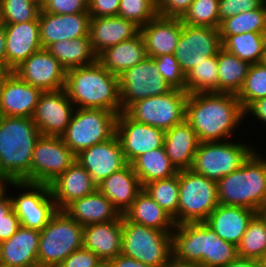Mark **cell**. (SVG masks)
Returning a JSON list of instances; mask_svg holds the SVG:
<instances>
[{"mask_svg":"<svg viewBox=\"0 0 266 267\" xmlns=\"http://www.w3.org/2000/svg\"><path fill=\"white\" fill-rule=\"evenodd\" d=\"M49 187L58 210H63L73 200L87 196L97 189L91 175L76 160Z\"/></svg>","mask_w":266,"mask_h":267,"instance_id":"cell-25","label":"cell"},{"mask_svg":"<svg viewBox=\"0 0 266 267\" xmlns=\"http://www.w3.org/2000/svg\"><path fill=\"white\" fill-rule=\"evenodd\" d=\"M76 155L61 137L41 135L35 143L30 183L49 185L75 161Z\"/></svg>","mask_w":266,"mask_h":267,"instance_id":"cell-13","label":"cell"},{"mask_svg":"<svg viewBox=\"0 0 266 267\" xmlns=\"http://www.w3.org/2000/svg\"><path fill=\"white\" fill-rule=\"evenodd\" d=\"M13 71L20 79L42 91L65 87L66 70L45 48L33 53Z\"/></svg>","mask_w":266,"mask_h":267,"instance_id":"cell-18","label":"cell"},{"mask_svg":"<svg viewBox=\"0 0 266 267\" xmlns=\"http://www.w3.org/2000/svg\"><path fill=\"white\" fill-rule=\"evenodd\" d=\"M0 61L6 62L5 28L0 30Z\"/></svg>","mask_w":266,"mask_h":267,"instance_id":"cell-58","label":"cell"},{"mask_svg":"<svg viewBox=\"0 0 266 267\" xmlns=\"http://www.w3.org/2000/svg\"><path fill=\"white\" fill-rule=\"evenodd\" d=\"M266 26V1L257 9L239 13L222 20L219 26L220 36H232L249 32L262 33Z\"/></svg>","mask_w":266,"mask_h":267,"instance_id":"cell-39","label":"cell"},{"mask_svg":"<svg viewBox=\"0 0 266 267\" xmlns=\"http://www.w3.org/2000/svg\"><path fill=\"white\" fill-rule=\"evenodd\" d=\"M9 181L0 178V197L7 191Z\"/></svg>","mask_w":266,"mask_h":267,"instance_id":"cell-61","label":"cell"},{"mask_svg":"<svg viewBox=\"0 0 266 267\" xmlns=\"http://www.w3.org/2000/svg\"><path fill=\"white\" fill-rule=\"evenodd\" d=\"M42 92L13 73L0 88V116L32 118Z\"/></svg>","mask_w":266,"mask_h":267,"instance_id":"cell-21","label":"cell"},{"mask_svg":"<svg viewBox=\"0 0 266 267\" xmlns=\"http://www.w3.org/2000/svg\"><path fill=\"white\" fill-rule=\"evenodd\" d=\"M140 33V27L120 16L96 17L90 20L89 37L98 56L106 48L130 40Z\"/></svg>","mask_w":266,"mask_h":267,"instance_id":"cell-26","label":"cell"},{"mask_svg":"<svg viewBox=\"0 0 266 267\" xmlns=\"http://www.w3.org/2000/svg\"><path fill=\"white\" fill-rule=\"evenodd\" d=\"M186 92L219 93L217 55L203 60L185 75Z\"/></svg>","mask_w":266,"mask_h":267,"instance_id":"cell-38","label":"cell"},{"mask_svg":"<svg viewBox=\"0 0 266 267\" xmlns=\"http://www.w3.org/2000/svg\"><path fill=\"white\" fill-rule=\"evenodd\" d=\"M179 203L175 225L205 222L219 205L217 182L194 173L191 169L178 171Z\"/></svg>","mask_w":266,"mask_h":267,"instance_id":"cell-9","label":"cell"},{"mask_svg":"<svg viewBox=\"0 0 266 267\" xmlns=\"http://www.w3.org/2000/svg\"><path fill=\"white\" fill-rule=\"evenodd\" d=\"M245 120L249 121L248 119H254L253 121L261 123L266 129V97L257 99L256 101L252 102L245 110ZM251 118H247V117ZM247 118V119H246Z\"/></svg>","mask_w":266,"mask_h":267,"instance_id":"cell-53","label":"cell"},{"mask_svg":"<svg viewBox=\"0 0 266 267\" xmlns=\"http://www.w3.org/2000/svg\"><path fill=\"white\" fill-rule=\"evenodd\" d=\"M104 264L96 254L82 247L71 253L58 267H102Z\"/></svg>","mask_w":266,"mask_h":267,"instance_id":"cell-49","label":"cell"},{"mask_svg":"<svg viewBox=\"0 0 266 267\" xmlns=\"http://www.w3.org/2000/svg\"><path fill=\"white\" fill-rule=\"evenodd\" d=\"M14 73L13 69L5 61H0V88L6 80Z\"/></svg>","mask_w":266,"mask_h":267,"instance_id":"cell-57","label":"cell"},{"mask_svg":"<svg viewBox=\"0 0 266 267\" xmlns=\"http://www.w3.org/2000/svg\"><path fill=\"white\" fill-rule=\"evenodd\" d=\"M75 110L64 89L43 91L32 116L41 135L60 137L70 123Z\"/></svg>","mask_w":266,"mask_h":267,"instance_id":"cell-17","label":"cell"},{"mask_svg":"<svg viewBox=\"0 0 266 267\" xmlns=\"http://www.w3.org/2000/svg\"><path fill=\"white\" fill-rule=\"evenodd\" d=\"M256 214V211L249 208L219 204L210 213L205 223L224 241L237 246L249 222Z\"/></svg>","mask_w":266,"mask_h":267,"instance_id":"cell-28","label":"cell"},{"mask_svg":"<svg viewBox=\"0 0 266 267\" xmlns=\"http://www.w3.org/2000/svg\"><path fill=\"white\" fill-rule=\"evenodd\" d=\"M40 231L21 226L0 242V264L8 267H38Z\"/></svg>","mask_w":266,"mask_h":267,"instance_id":"cell-23","label":"cell"},{"mask_svg":"<svg viewBox=\"0 0 266 267\" xmlns=\"http://www.w3.org/2000/svg\"><path fill=\"white\" fill-rule=\"evenodd\" d=\"M5 38L6 62L13 70L42 49L38 20L6 24Z\"/></svg>","mask_w":266,"mask_h":267,"instance_id":"cell-24","label":"cell"},{"mask_svg":"<svg viewBox=\"0 0 266 267\" xmlns=\"http://www.w3.org/2000/svg\"><path fill=\"white\" fill-rule=\"evenodd\" d=\"M116 135L129 164L150 150L164 147V130L134 121L124 111L117 115Z\"/></svg>","mask_w":266,"mask_h":267,"instance_id":"cell-16","label":"cell"},{"mask_svg":"<svg viewBox=\"0 0 266 267\" xmlns=\"http://www.w3.org/2000/svg\"><path fill=\"white\" fill-rule=\"evenodd\" d=\"M21 227L20 219L12 209L0 220V242L9 239Z\"/></svg>","mask_w":266,"mask_h":267,"instance_id":"cell-52","label":"cell"},{"mask_svg":"<svg viewBox=\"0 0 266 267\" xmlns=\"http://www.w3.org/2000/svg\"><path fill=\"white\" fill-rule=\"evenodd\" d=\"M90 20L89 13L66 15L40 11L38 21L42 48L46 49L57 41L89 37Z\"/></svg>","mask_w":266,"mask_h":267,"instance_id":"cell-20","label":"cell"},{"mask_svg":"<svg viewBox=\"0 0 266 267\" xmlns=\"http://www.w3.org/2000/svg\"><path fill=\"white\" fill-rule=\"evenodd\" d=\"M42 9L45 0H27Z\"/></svg>","mask_w":266,"mask_h":267,"instance_id":"cell-62","label":"cell"},{"mask_svg":"<svg viewBox=\"0 0 266 267\" xmlns=\"http://www.w3.org/2000/svg\"><path fill=\"white\" fill-rule=\"evenodd\" d=\"M194 0H158V16L181 18Z\"/></svg>","mask_w":266,"mask_h":267,"instance_id":"cell-50","label":"cell"},{"mask_svg":"<svg viewBox=\"0 0 266 267\" xmlns=\"http://www.w3.org/2000/svg\"><path fill=\"white\" fill-rule=\"evenodd\" d=\"M188 95L184 90L172 89L135 101L124 112L134 121L166 131L185 120Z\"/></svg>","mask_w":266,"mask_h":267,"instance_id":"cell-12","label":"cell"},{"mask_svg":"<svg viewBox=\"0 0 266 267\" xmlns=\"http://www.w3.org/2000/svg\"><path fill=\"white\" fill-rule=\"evenodd\" d=\"M41 11L66 15L88 13V0H45Z\"/></svg>","mask_w":266,"mask_h":267,"instance_id":"cell-47","label":"cell"},{"mask_svg":"<svg viewBox=\"0 0 266 267\" xmlns=\"http://www.w3.org/2000/svg\"><path fill=\"white\" fill-rule=\"evenodd\" d=\"M261 35H262L264 45L266 47V26L264 27V30L262 31Z\"/></svg>","mask_w":266,"mask_h":267,"instance_id":"cell-64","label":"cell"},{"mask_svg":"<svg viewBox=\"0 0 266 267\" xmlns=\"http://www.w3.org/2000/svg\"><path fill=\"white\" fill-rule=\"evenodd\" d=\"M116 119L117 114L110 110L75 108L69 125L60 137L77 155L110 139L116 133Z\"/></svg>","mask_w":266,"mask_h":267,"instance_id":"cell-10","label":"cell"},{"mask_svg":"<svg viewBox=\"0 0 266 267\" xmlns=\"http://www.w3.org/2000/svg\"><path fill=\"white\" fill-rule=\"evenodd\" d=\"M266 0H219V20L259 8Z\"/></svg>","mask_w":266,"mask_h":267,"instance_id":"cell-48","label":"cell"},{"mask_svg":"<svg viewBox=\"0 0 266 267\" xmlns=\"http://www.w3.org/2000/svg\"><path fill=\"white\" fill-rule=\"evenodd\" d=\"M219 93L238 94L251 64L221 48L217 54Z\"/></svg>","mask_w":266,"mask_h":267,"instance_id":"cell-36","label":"cell"},{"mask_svg":"<svg viewBox=\"0 0 266 267\" xmlns=\"http://www.w3.org/2000/svg\"><path fill=\"white\" fill-rule=\"evenodd\" d=\"M75 160L88 171L97 186L128 164L116 133L110 139L82 150Z\"/></svg>","mask_w":266,"mask_h":267,"instance_id":"cell-19","label":"cell"},{"mask_svg":"<svg viewBox=\"0 0 266 267\" xmlns=\"http://www.w3.org/2000/svg\"><path fill=\"white\" fill-rule=\"evenodd\" d=\"M118 16L141 28L158 16V0H120Z\"/></svg>","mask_w":266,"mask_h":267,"instance_id":"cell-44","label":"cell"},{"mask_svg":"<svg viewBox=\"0 0 266 267\" xmlns=\"http://www.w3.org/2000/svg\"><path fill=\"white\" fill-rule=\"evenodd\" d=\"M181 33L182 20L180 18L157 16L140 28L146 55L153 58L161 55H174Z\"/></svg>","mask_w":266,"mask_h":267,"instance_id":"cell-22","label":"cell"},{"mask_svg":"<svg viewBox=\"0 0 266 267\" xmlns=\"http://www.w3.org/2000/svg\"><path fill=\"white\" fill-rule=\"evenodd\" d=\"M263 62L266 64V47H265V56Z\"/></svg>","mask_w":266,"mask_h":267,"instance_id":"cell-66","label":"cell"},{"mask_svg":"<svg viewBox=\"0 0 266 267\" xmlns=\"http://www.w3.org/2000/svg\"><path fill=\"white\" fill-rule=\"evenodd\" d=\"M225 267H262V265L261 262L258 260L237 256L233 261H231Z\"/></svg>","mask_w":266,"mask_h":267,"instance_id":"cell-55","label":"cell"},{"mask_svg":"<svg viewBox=\"0 0 266 267\" xmlns=\"http://www.w3.org/2000/svg\"><path fill=\"white\" fill-rule=\"evenodd\" d=\"M11 189L14 193H11ZM7 191L21 226L25 228L41 231L58 211L49 185L24 181L9 182Z\"/></svg>","mask_w":266,"mask_h":267,"instance_id":"cell-11","label":"cell"},{"mask_svg":"<svg viewBox=\"0 0 266 267\" xmlns=\"http://www.w3.org/2000/svg\"><path fill=\"white\" fill-rule=\"evenodd\" d=\"M143 189L172 218L177 215L179 203L178 173L170 178L147 183L143 186Z\"/></svg>","mask_w":266,"mask_h":267,"instance_id":"cell-41","label":"cell"},{"mask_svg":"<svg viewBox=\"0 0 266 267\" xmlns=\"http://www.w3.org/2000/svg\"><path fill=\"white\" fill-rule=\"evenodd\" d=\"M180 19L189 26L219 28V0H194Z\"/></svg>","mask_w":266,"mask_h":267,"instance_id":"cell-42","label":"cell"},{"mask_svg":"<svg viewBox=\"0 0 266 267\" xmlns=\"http://www.w3.org/2000/svg\"><path fill=\"white\" fill-rule=\"evenodd\" d=\"M244 119V109L236 94L211 92L188 95L185 120L195 130L200 142L234 139L238 130L243 128Z\"/></svg>","mask_w":266,"mask_h":267,"instance_id":"cell-1","label":"cell"},{"mask_svg":"<svg viewBox=\"0 0 266 267\" xmlns=\"http://www.w3.org/2000/svg\"><path fill=\"white\" fill-rule=\"evenodd\" d=\"M123 216L128 221L163 232H172L175 227L173 218L144 189L137 195Z\"/></svg>","mask_w":266,"mask_h":267,"instance_id":"cell-33","label":"cell"},{"mask_svg":"<svg viewBox=\"0 0 266 267\" xmlns=\"http://www.w3.org/2000/svg\"><path fill=\"white\" fill-rule=\"evenodd\" d=\"M122 252L144 264L165 267L172 259V232L128 221L122 215Z\"/></svg>","mask_w":266,"mask_h":267,"instance_id":"cell-8","label":"cell"},{"mask_svg":"<svg viewBox=\"0 0 266 267\" xmlns=\"http://www.w3.org/2000/svg\"><path fill=\"white\" fill-rule=\"evenodd\" d=\"M222 48L219 28L189 26L182 23L174 57L186 75L203 60L215 56Z\"/></svg>","mask_w":266,"mask_h":267,"instance_id":"cell-15","label":"cell"},{"mask_svg":"<svg viewBox=\"0 0 266 267\" xmlns=\"http://www.w3.org/2000/svg\"><path fill=\"white\" fill-rule=\"evenodd\" d=\"M131 165L142 186L156 180L170 178L178 173L171 164L164 147L140 155Z\"/></svg>","mask_w":266,"mask_h":267,"instance_id":"cell-35","label":"cell"},{"mask_svg":"<svg viewBox=\"0 0 266 267\" xmlns=\"http://www.w3.org/2000/svg\"><path fill=\"white\" fill-rule=\"evenodd\" d=\"M83 247V226L64 210H58L40 231L38 267H58Z\"/></svg>","mask_w":266,"mask_h":267,"instance_id":"cell-6","label":"cell"},{"mask_svg":"<svg viewBox=\"0 0 266 267\" xmlns=\"http://www.w3.org/2000/svg\"><path fill=\"white\" fill-rule=\"evenodd\" d=\"M120 0H88V13L91 18L117 16Z\"/></svg>","mask_w":266,"mask_h":267,"instance_id":"cell-51","label":"cell"},{"mask_svg":"<svg viewBox=\"0 0 266 267\" xmlns=\"http://www.w3.org/2000/svg\"><path fill=\"white\" fill-rule=\"evenodd\" d=\"M257 214L260 216V218L266 224V201L261 205V207L259 208Z\"/></svg>","mask_w":266,"mask_h":267,"instance_id":"cell-60","label":"cell"},{"mask_svg":"<svg viewBox=\"0 0 266 267\" xmlns=\"http://www.w3.org/2000/svg\"><path fill=\"white\" fill-rule=\"evenodd\" d=\"M165 267H201L199 264L182 263L171 259Z\"/></svg>","mask_w":266,"mask_h":267,"instance_id":"cell-59","label":"cell"},{"mask_svg":"<svg viewBox=\"0 0 266 267\" xmlns=\"http://www.w3.org/2000/svg\"><path fill=\"white\" fill-rule=\"evenodd\" d=\"M122 230V216L118 220L84 226L83 248L106 264L122 252Z\"/></svg>","mask_w":266,"mask_h":267,"instance_id":"cell-27","label":"cell"},{"mask_svg":"<svg viewBox=\"0 0 266 267\" xmlns=\"http://www.w3.org/2000/svg\"><path fill=\"white\" fill-rule=\"evenodd\" d=\"M5 28L4 17L0 7V30Z\"/></svg>","mask_w":266,"mask_h":267,"instance_id":"cell-63","label":"cell"},{"mask_svg":"<svg viewBox=\"0 0 266 267\" xmlns=\"http://www.w3.org/2000/svg\"><path fill=\"white\" fill-rule=\"evenodd\" d=\"M266 97V64H251L237 98L245 110L252 102Z\"/></svg>","mask_w":266,"mask_h":267,"instance_id":"cell-43","label":"cell"},{"mask_svg":"<svg viewBox=\"0 0 266 267\" xmlns=\"http://www.w3.org/2000/svg\"><path fill=\"white\" fill-rule=\"evenodd\" d=\"M146 57L145 43L139 33L130 40L106 48L97 56V61L111 74L120 76Z\"/></svg>","mask_w":266,"mask_h":267,"instance_id":"cell-32","label":"cell"},{"mask_svg":"<svg viewBox=\"0 0 266 267\" xmlns=\"http://www.w3.org/2000/svg\"><path fill=\"white\" fill-rule=\"evenodd\" d=\"M97 189L106 196L121 215L131 206L143 190L140 179L131 164L105 178Z\"/></svg>","mask_w":266,"mask_h":267,"instance_id":"cell-29","label":"cell"},{"mask_svg":"<svg viewBox=\"0 0 266 267\" xmlns=\"http://www.w3.org/2000/svg\"><path fill=\"white\" fill-rule=\"evenodd\" d=\"M252 142L225 140L200 142L194 156L191 170L218 182L224 176L240 168L257 149ZM255 146V147H253Z\"/></svg>","mask_w":266,"mask_h":267,"instance_id":"cell-7","label":"cell"},{"mask_svg":"<svg viewBox=\"0 0 266 267\" xmlns=\"http://www.w3.org/2000/svg\"><path fill=\"white\" fill-rule=\"evenodd\" d=\"M199 143L195 130L186 120L165 131L164 148L177 171L192 168Z\"/></svg>","mask_w":266,"mask_h":267,"instance_id":"cell-31","label":"cell"},{"mask_svg":"<svg viewBox=\"0 0 266 267\" xmlns=\"http://www.w3.org/2000/svg\"><path fill=\"white\" fill-rule=\"evenodd\" d=\"M153 59L160 75L172 89L186 91L185 74L182 72L174 55H161Z\"/></svg>","mask_w":266,"mask_h":267,"instance_id":"cell-46","label":"cell"},{"mask_svg":"<svg viewBox=\"0 0 266 267\" xmlns=\"http://www.w3.org/2000/svg\"><path fill=\"white\" fill-rule=\"evenodd\" d=\"M63 210L83 227L118 220L122 216L98 189L73 200Z\"/></svg>","mask_w":266,"mask_h":267,"instance_id":"cell-30","label":"cell"},{"mask_svg":"<svg viewBox=\"0 0 266 267\" xmlns=\"http://www.w3.org/2000/svg\"><path fill=\"white\" fill-rule=\"evenodd\" d=\"M262 267H266V252L260 260Z\"/></svg>","mask_w":266,"mask_h":267,"instance_id":"cell-65","label":"cell"},{"mask_svg":"<svg viewBox=\"0 0 266 267\" xmlns=\"http://www.w3.org/2000/svg\"><path fill=\"white\" fill-rule=\"evenodd\" d=\"M64 90L75 108L105 109L117 115L123 111L119 76L98 61L66 71Z\"/></svg>","mask_w":266,"mask_h":267,"instance_id":"cell-3","label":"cell"},{"mask_svg":"<svg viewBox=\"0 0 266 267\" xmlns=\"http://www.w3.org/2000/svg\"><path fill=\"white\" fill-rule=\"evenodd\" d=\"M238 256L237 246L224 241L205 222L175 225L172 258L201 267H225Z\"/></svg>","mask_w":266,"mask_h":267,"instance_id":"cell-2","label":"cell"},{"mask_svg":"<svg viewBox=\"0 0 266 267\" xmlns=\"http://www.w3.org/2000/svg\"><path fill=\"white\" fill-rule=\"evenodd\" d=\"M258 147L240 168L217 182L219 204L258 212L266 201V155Z\"/></svg>","mask_w":266,"mask_h":267,"instance_id":"cell-5","label":"cell"},{"mask_svg":"<svg viewBox=\"0 0 266 267\" xmlns=\"http://www.w3.org/2000/svg\"><path fill=\"white\" fill-rule=\"evenodd\" d=\"M107 267H153L132 257L120 254L106 263Z\"/></svg>","mask_w":266,"mask_h":267,"instance_id":"cell-54","label":"cell"},{"mask_svg":"<svg viewBox=\"0 0 266 267\" xmlns=\"http://www.w3.org/2000/svg\"><path fill=\"white\" fill-rule=\"evenodd\" d=\"M0 7L5 25L38 20L41 11L27 0H0Z\"/></svg>","mask_w":266,"mask_h":267,"instance_id":"cell-45","label":"cell"},{"mask_svg":"<svg viewBox=\"0 0 266 267\" xmlns=\"http://www.w3.org/2000/svg\"><path fill=\"white\" fill-rule=\"evenodd\" d=\"M121 108L125 111L133 102L167 94L172 88L160 75L153 57L129 68L119 76Z\"/></svg>","mask_w":266,"mask_h":267,"instance_id":"cell-14","label":"cell"},{"mask_svg":"<svg viewBox=\"0 0 266 267\" xmlns=\"http://www.w3.org/2000/svg\"><path fill=\"white\" fill-rule=\"evenodd\" d=\"M13 209V203L11 196L8 191H6L0 197V220L4 218V216L9 213Z\"/></svg>","mask_w":266,"mask_h":267,"instance_id":"cell-56","label":"cell"},{"mask_svg":"<svg viewBox=\"0 0 266 267\" xmlns=\"http://www.w3.org/2000/svg\"><path fill=\"white\" fill-rule=\"evenodd\" d=\"M46 50L59 61L66 71L87 66L97 61V55L91 46L90 37L57 41L50 44Z\"/></svg>","mask_w":266,"mask_h":267,"instance_id":"cell-34","label":"cell"},{"mask_svg":"<svg viewBox=\"0 0 266 267\" xmlns=\"http://www.w3.org/2000/svg\"><path fill=\"white\" fill-rule=\"evenodd\" d=\"M39 129L27 117L0 116V178L29 182L32 153Z\"/></svg>","mask_w":266,"mask_h":267,"instance_id":"cell-4","label":"cell"},{"mask_svg":"<svg viewBox=\"0 0 266 267\" xmlns=\"http://www.w3.org/2000/svg\"><path fill=\"white\" fill-rule=\"evenodd\" d=\"M222 48L250 64L263 62L265 45L261 33L249 32L220 36Z\"/></svg>","mask_w":266,"mask_h":267,"instance_id":"cell-37","label":"cell"},{"mask_svg":"<svg viewBox=\"0 0 266 267\" xmlns=\"http://www.w3.org/2000/svg\"><path fill=\"white\" fill-rule=\"evenodd\" d=\"M266 252V224L256 214L249 222L247 229L237 245L239 257L260 261Z\"/></svg>","mask_w":266,"mask_h":267,"instance_id":"cell-40","label":"cell"}]
</instances>
